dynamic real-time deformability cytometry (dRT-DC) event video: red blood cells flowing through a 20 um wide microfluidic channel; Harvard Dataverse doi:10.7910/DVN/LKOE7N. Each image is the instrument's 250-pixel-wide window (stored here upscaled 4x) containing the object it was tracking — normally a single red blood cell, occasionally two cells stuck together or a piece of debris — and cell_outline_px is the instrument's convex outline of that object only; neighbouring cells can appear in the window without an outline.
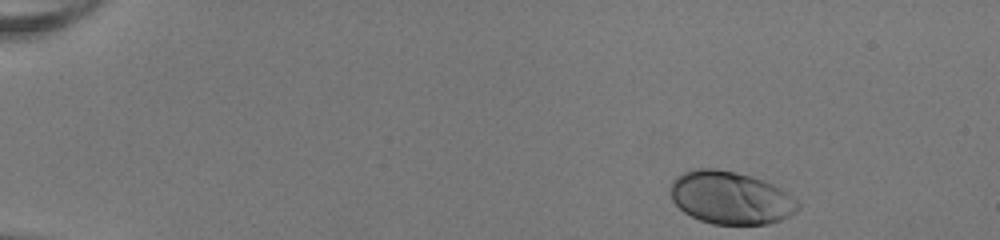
{"species": "human", "species_latin": "Homo sapiens", "temperature_condition": "room temperature", "stored_images_in_passage": 40, "camera_frame_rate_fps": 3000, "um_per_image_px": 0.085, "donor": {"sex": "female"}, "frame": {"image": 1, "passage_image": 1, "time_ms": 0.0, "image_size_px": [1000, 240], "cell_outline_px": [[800, 204], [796, 212], [780, 220], [768, 224], [712, 224], [700, 220], [684, 212], [672, 200], [668, 192], [668, 188], [672, 180], [676, 176], [692, 168], [716, 168], [736, 172], [752, 176], [764, 180], [788, 192]], "centroid_in_image_um": [62.07, 16.79], "position_along_channel_um": 22.9, "area_um2": 39.59}}
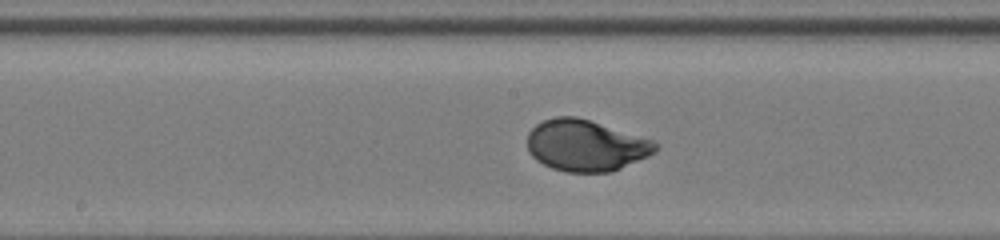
{"frame": {"image": 2, "passage_image": 23, "time_ms": 7.333, "image_size_px": [1000, 240], "cell_outline_px": [[660, 148], [656, 152], [648, 156], [612, 172], [564, 172], [552, 168], [536, 160], [532, 156], [528, 148], [528, 132], [536, 124], [544, 120], [556, 116], [576, 116], [652, 140], [660, 144]], "centroid_in_image_um": [49.8, 12.37], "position_along_channel_um": 198.4, "area_um2": 38.26}}
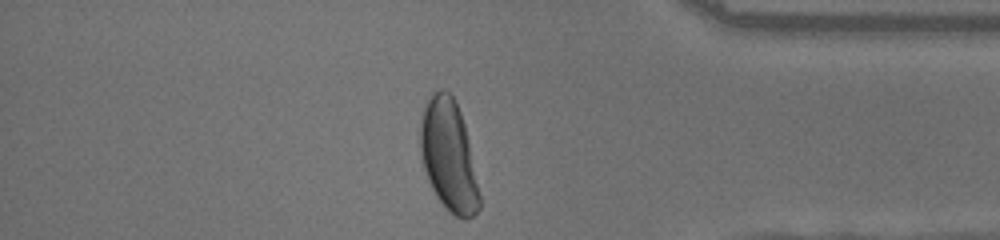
{"frame": {"image": 3, "passage_image": 39, "time_ms": 12.667, "image_size_px": [1000, 240], "cell_outline_px": [[480, 208], [472, 216], [464, 220], [448, 212], [436, 196], [428, 180], [424, 168], [420, 152], [420, 124], [424, 108], [432, 92], [440, 88], [444, 88], [452, 96], [460, 112], [464, 124], [480, 196]], "centroid_in_image_um": [38.12, 13.25], "position_along_channel_um": 397.1, "area_um2": 37.92}, "authors_computed_cell_mechanics": {"area_um2": 37.7434, "velocity_mm_per_s": 4.0339, "shape_relaxation_time_tau1_ms": 2.6012, "shape_relaxation_time_tau2_ms": null, "deformation_change_tau1": 0.1747, "deformation_change_tau2": null}}